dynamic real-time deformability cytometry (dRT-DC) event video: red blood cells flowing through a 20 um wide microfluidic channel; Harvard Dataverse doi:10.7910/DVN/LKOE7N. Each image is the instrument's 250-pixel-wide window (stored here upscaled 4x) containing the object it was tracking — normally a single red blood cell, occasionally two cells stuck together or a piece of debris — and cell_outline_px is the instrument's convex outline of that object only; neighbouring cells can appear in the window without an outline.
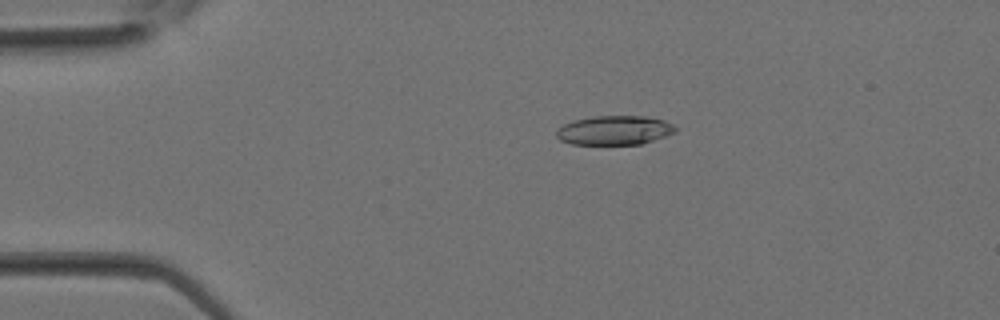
{"species": "Egyptian fruit bat (a non-hibernating species)", "species_latin": "Rousettus aegyptiacus", "temperature_condition": "room temperature", "stored_images_in_passage": 34, "camera_frame_rate_fps": 3000, "um_per_image_px": 0.085, "animal": {"sex": "female"}, "frame": {"image": 1, "passage_image": 7, "time_ms": 2.0, "image_size_px": [1000, 320], "cell_outline_px": [[676, 132], [640, 144], [572, 144], [560, 140], [556, 136], [556, 128], [572, 120], [592, 116], [644, 116], [664, 120], [672, 124], [676, 128]], "centroid_in_image_um": [52.18, 11.06], "position_along_channel_um": 32.8, "area_um2": 20.23}}
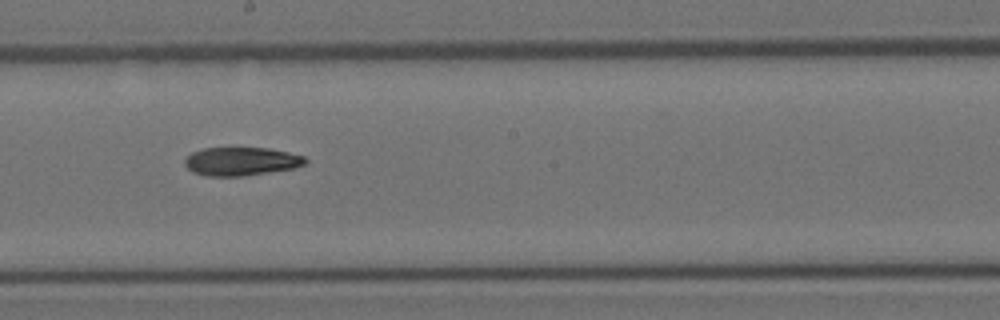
{"frame": {"image": 2, "passage_image": 19, "time_ms": 6.0, "image_size_px": [1000, 320], "cell_outline_px": [[308, 160], [304, 164], [296, 168], [244, 176], [204, 176], [192, 172], [184, 164], [184, 160], [192, 152], [204, 148], [232, 144], [268, 148], [288, 152], [304, 156]], "centroid_in_image_um": [20.48, 13.67], "position_along_channel_um": 227.7, "area_um2": 20.98}}
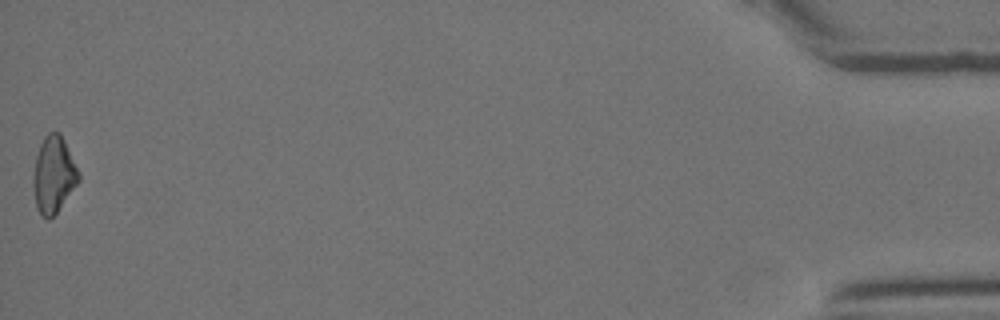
{"frame": {"image": 3, "passage_image": 34, "time_ms": 11.0, "image_size_px": [1000, 320], "cell_outline_px": [[80, 180], [56, 212], [48, 220], [40, 216], [36, 208], [32, 184], [32, 176], [36, 156], [40, 144], [44, 136], [48, 132], [60, 132], [80, 172]], "centroid_in_image_um": [4.53, 14.85], "position_along_channel_um": 430.7, "area_um2": 20.4}}